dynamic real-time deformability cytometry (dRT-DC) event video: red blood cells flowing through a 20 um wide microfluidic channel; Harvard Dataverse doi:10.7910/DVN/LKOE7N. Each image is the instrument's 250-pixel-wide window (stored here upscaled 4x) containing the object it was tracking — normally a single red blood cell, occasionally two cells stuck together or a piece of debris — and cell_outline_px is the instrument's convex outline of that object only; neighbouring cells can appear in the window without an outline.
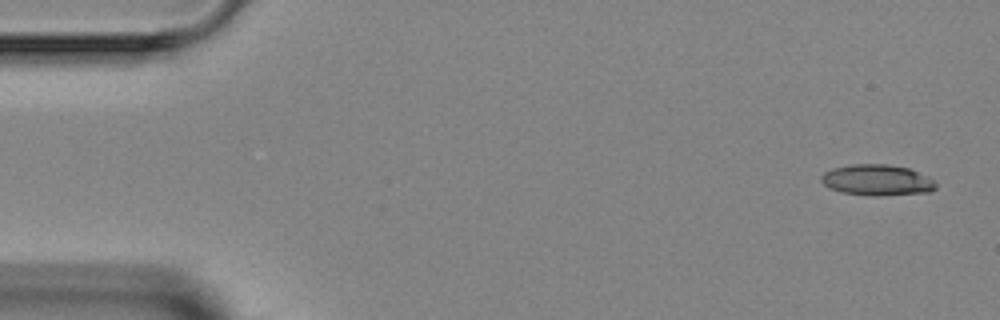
{"species": "Egyptian fruit bat (a non-hibernating species)", "species_latin": "Rousettus aegyptiacus", "temperature_condition": "room temperature", "stored_images_in_passage": 5, "camera_frame_rate_fps": 3000, "um_per_image_px": 0.085, "animal": {"sex": "female"}, "frame": {"image": 1, "passage_image": 1, "time_ms": 0.0, "image_size_px": [1000, 320], "cell_outline_px": [[936, 188], [928, 192], [880, 196], [872, 196], [840, 192], [828, 188], [820, 180], [820, 176], [824, 172], [832, 168], [852, 164], [888, 164], [908, 168], [928, 176], [936, 184]], "centroid_in_image_um": [74.51, 15.31], "position_along_channel_um": 10.5, "area_um2": 20.81}}